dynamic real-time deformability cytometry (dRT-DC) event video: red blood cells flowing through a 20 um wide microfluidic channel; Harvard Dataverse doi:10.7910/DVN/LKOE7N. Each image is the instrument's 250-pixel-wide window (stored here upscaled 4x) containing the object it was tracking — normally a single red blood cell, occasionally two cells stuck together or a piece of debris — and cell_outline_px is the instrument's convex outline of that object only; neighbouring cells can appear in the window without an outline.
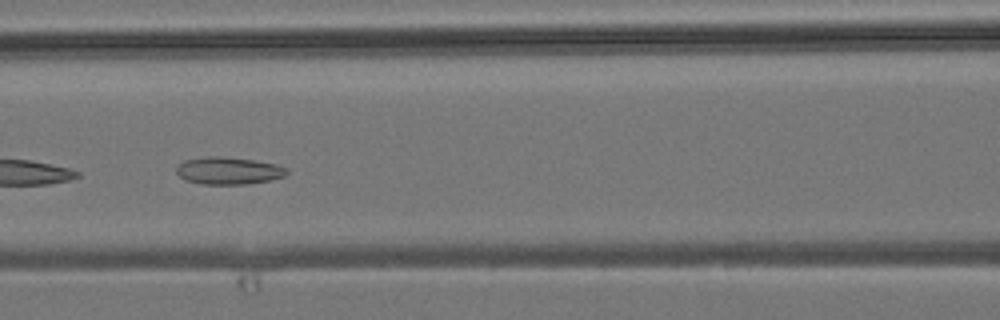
{"species": "common noctule bat (a hibernating species)", "species_latin": "Nyctalus noctula", "temperature_condition": "room temperature", "stored_images_in_passage": 4, "camera_frame_rate_fps": 3000, "um_per_image_px": 0.085, "animal": {"sex": "male", "body_mass_g": 19.2, "forearm_length_mm": 51.8}, "frame": {"image": 1, "passage_image": 4, "time_ms": 3.667, "image_size_px": [1000, 320], "cell_outline_px": [[288, 172], [284, 176], [268, 180], [248, 184], [200, 184], [184, 180], [176, 172], [176, 168], [184, 160], [208, 156], [220, 156], [252, 160], [276, 164], [284, 168]], "centroid_in_image_um": [19.37, 14.51], "position_along_channel_um": 147.2, "area_um2": 17.4}}